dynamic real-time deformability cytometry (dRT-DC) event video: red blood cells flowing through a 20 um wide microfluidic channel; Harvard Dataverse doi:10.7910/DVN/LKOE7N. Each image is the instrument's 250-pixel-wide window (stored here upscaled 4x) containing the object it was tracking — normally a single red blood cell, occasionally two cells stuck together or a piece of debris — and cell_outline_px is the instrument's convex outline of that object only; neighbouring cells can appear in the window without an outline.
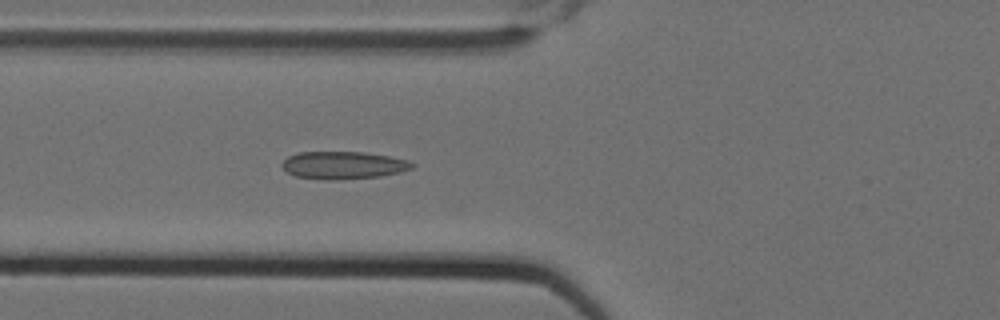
{"species": "Egyptian fruit bat (a non-hibernating species)", "species_latin": "Rousettus aegyptiacus", "temperature_condition": "cold", "stored_images_in_passage": 7, "camera_frame_rate_fps": 3000, "um_per_image_px": 0.085, "animal": {"sex": "female"}, "frame": {"image": 1, "passage_image": 7, "time_ms": 2.0, "image_size_px": [1000, 320], "cell_outline_px": [[416, 164], [412, 168], [400, 172], [380, 176], [336, 180], [328, 180], [296, 176], [288, 172], [280, 164], [288, 156], [300, 152], [364, 152], [388, 156], [408, 160]], "centroid_in_image_um": [29.19, 14.04], "position_along_channel_um": 96.6, "area_um2": 20.81}}